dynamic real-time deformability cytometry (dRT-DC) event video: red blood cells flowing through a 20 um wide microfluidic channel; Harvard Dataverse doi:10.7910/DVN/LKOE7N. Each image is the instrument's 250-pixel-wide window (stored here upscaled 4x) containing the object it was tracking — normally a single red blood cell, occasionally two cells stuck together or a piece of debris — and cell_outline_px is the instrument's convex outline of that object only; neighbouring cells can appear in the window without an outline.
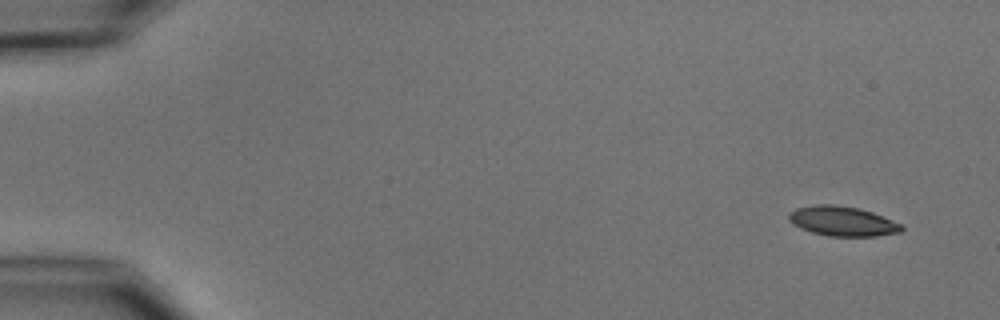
{"species": "common noctule bat (a hibernating species)", "species_latin": "Nyctalus noctula", "temperature_condition": "cold", "stored_images_in_passage": 10, "camera_frame_rate_fps": 3000, "um_per_image_px": 0.085, "animal": {"sex": "male", "body_mass_g": 15.6}, "frame": {"image": 1, "passage_image": 1, "time_ms": 0.0, "image_size_px": [1000, 320], "cell_outline_px": [[904, 228], [900, 232], [876, 236], [828, 236], [812, 232], [800, 228], [792, 224], [788, 220], [788, 212], [796, 208], [812, 204], [836, 204], [856, 208], [872, 212], [892, 220], [900, 224]], "centroid_in_image_um": [71.55, 18.79], "position_along_channel_um": 13.5, "area_um2": 19.59}}
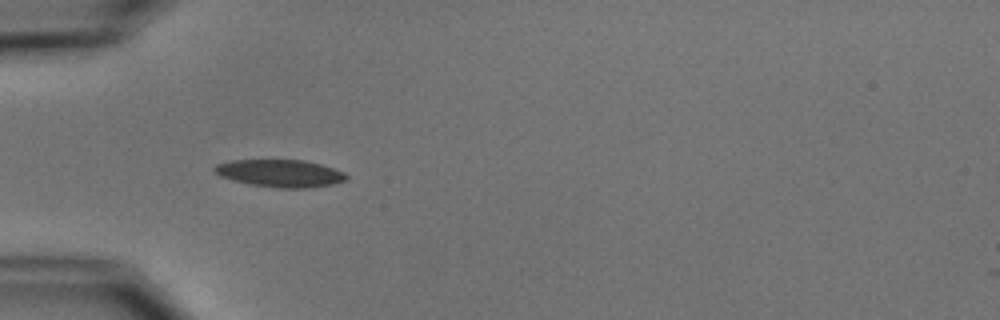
{"frame": {"image": 2, "passage_image": 5, "time_ms": 4.667, "image_size_px": [1000, 320], "cell_outline_px": [[348, 176], [344, 180], [332, 184], [304, 188], [280, 188], [252, 184], [232, 180], [220, 176], [212, 172], [212, 168], [216, 164], [232, 160], [304, 160], [320, 164], [344, 172]], "centroid_in_image_um": [23.76, 14.72], "position_along_channel_um": 61.2, "area_um2": 20.92}}
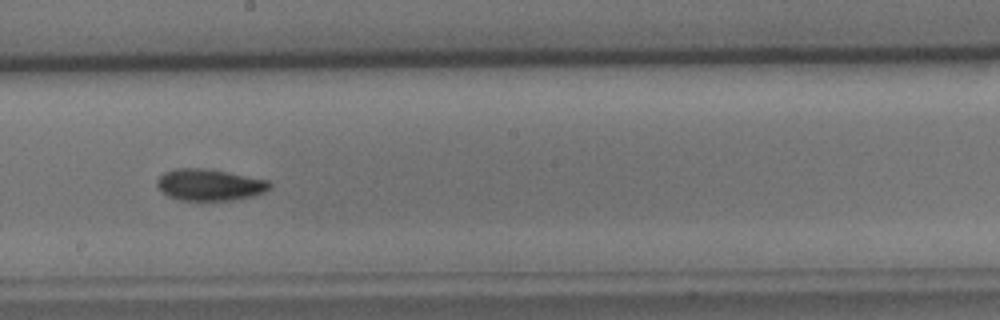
{"frame": {"image": 3, "passage_image": 9, "time_ms": 9.333, "image_size_px": [1000, 320], "cell_outline_px": [[272, 184], [264, 192], [252, 196], [232, 200], [180, 200], [168, 196], [156, 184], [156, 180], [164, 172], [176, 168], [204, 168], [228, 172], [268, 180]], "centroid_in_image_um": [17.8, 15.7], "position_along_channel_um": 230.4, "area_um2": 20.58}}